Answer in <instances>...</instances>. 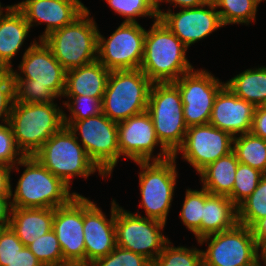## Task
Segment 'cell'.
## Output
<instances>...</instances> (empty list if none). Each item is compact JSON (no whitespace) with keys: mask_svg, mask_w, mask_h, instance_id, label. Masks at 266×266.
<instances>
[{"mask_svg":"<svg viewBox=\"0 0 266 266\" xmlns=\"http://www.w3.org/2000/svg\"><path fill=\"white\" fill-rule=\"evenodd\" d=\"M18 68L20 73L12 69L15 102L52 103L63 97L66 70L43 40L30 43Z\"/></svg>","mask_w":266,"mask_h":266,"instance_id":"obj_1","label":"cell"},{"mask_svg":"<svg viewBox=\"0 0 266 266\" xmlns=\"http://www.w3.org/2000/svg\"><path fill=\"white\" fill-rule=\"evenodd\" d=\"M188 48L160 20L146 30L140 70L152 83H174L194 69L186 58Z\"/></svg>","mask_w":266,"mask_h":266,"instance_id":"obj_2","label":"cell"},{"mask_svg":"<svg viewBox=\"0 0 266 266\" xmlns=\"http://www.w3.org/2000/svg\"><path fill=\"white\" fill-rule=\"evenodd\" d=\"M24 166L17 186L11 191V206L17 208H57L68 204L78 193L53 175L34 156H24L12 170Z\"/></svg>","mask_w":266,"mask_h":266,"instance_id":"obj_3","label":"cell"},{"mask_svg":"<svg viewBox=\"0 0 266 266\" xmlns=\"http://www.w3.org/2000/svg\"><path fill=\"white\" fill-rule=\"evenodd\" d=\"M63 110L54 102H14L9 124L17 147L24 156H33L63 126Z\"/></svg>","mask_w":266,"mask_h":266,"instance_id":"obj_4","label":"cell"},{"mask_svg":"<svg viewBox=\"0 0 266 266\" xmlns=\"http://www.w3.org/2000/svg\"><path fill=\"white\" fill-rule=\"evenodd\" d=\"M78 139L79 137L64 125L33 155L70 188V181L76 176L87 179L98 171L103 179L107 177L89 158Z\"/></svg>","mask_w":266,"mask_h":266,"instance_id":"obj_5","label":"cell"},{"mask_svg":"<svg viewBox=\"0 0 266 266\" xmlns=\"http://www.w3.org/2000/svg\"><path fill=\"white\" fill-rule=\"evenodd\" d=\"M88 8L71 24L43 39L66 71L97 60L98 26Z\"/></svg>","mask_w":266,"mask_h":266,"instance_id":"obj_6","label":"cell"},{"mask_svg":"<svg viewBox=\"0 0 266 266\" xmlns=\"http://www.w3.org/2000/svg\"><path fill=\"white\" fill-rule=\"evenodd\" d=\"M151 86V80L139 68L110 71L102 113L119 123L146 111Z\"/></svg>","mask_w":266,"mask_h":266,"instance_id":"obj_7","label":"cell"},{"mask_svg":"<svg viewBox=\"0 0 266 266\" xmlns=\"http://www.w3.org/2000/svg\"><path fill=\"white\" fill-rule=\"evenodd\" d=\"M147 111L161 146L173 156L182 146L188 128L178 87L174 83H152Z\"/></svg>","mask_w":266,"mask_h":266,"instance_id":"obj_8","label":"cell"},{"mask_svg":"<svg viewBox=\"0 0 266 266\" xmlns=\"http://www.w3.org/2000/svg\"><path fill=\"white\" fill-rule=\"evenodd\" d=\"M140 166L139 185L141 204L147 218L164 223L173 200L177 181L176 158L174 156L160 161H138Z\"/></svg>","mask_w":266,"mask_h":266,"instance_id":"obj_9","label":"cell"},{"mask_svg":"<svg viewBox=\"0 0 266 266\" xmlns=\"http://www.w3.org/2000/svg\"><path fill=\"white\" fill-rule=\"evenodd\" d=\"M65 126L75 135L79 133L89 158L109 177L120 158L118 123L100 113L83 120H69Z\"/></svg>","mask_w":266,"mask_h":266,"instance_id":"obj_10","label":"cell"},{"mask_svg":"<svg viewBox=\"0 0 266 266\" xmlns=\"http://www.w3.org/2000/svg\"><path fill=\"white\" fill-rule=\"evenodd\" d=\"M166 223L131 213L115 201V230L117 246L140 254L150 262L162 251L169 241L161 231Z\"/></svg>","mask_w":266,"mask_h":266,"instance_id":"obj_11","label":"cell"},{"mask_svg":"<svg viewBox=\"0 0 266 266\" xmlns=\"http://www.w3.org/2000/svg\"><path fill=\"white\" fill-rule=\"evenodd\" d=\"M208 244L202 250L203 266H254L258 262V248L252 228L237 223L234 227L203 237Z\"/></svg>","mask_w":266,"mask_h":266,"instance_id":"obj_12","label":"cell"},{"mask_svg":"<svg viewBox=\"0 0 266 266\" xmlns=\"http://www.w3.org/2000/svg\"><path fill=\"white\" fill-rule=\"evenodd\" d=\"M145 35L138 22H122L107 39L98 31L97 60L110 71L140 68Z\"/></svg>","mask_w":266,"mask_h":266,"instance_id":"obj_13","label":"cell"},{"mask_svg":"<svg viewBox=\"0 0 266 266\" xmlns=\"http://www.w3.org/2000/svg\"><path fill=\"white\" fill-rule=\"evenodd\" d=\"M174 84L181 95L187 127L208 124L215 97L225 83L204 69H193Z\"/></svg>","mask_w":266,"mask_h":266,"instance_id":"obj_14","label":"cell"},{"mask_svg":"<svg viewBox=\"0 0 266 266\" xmlns=\"http://www.w3.org/2000/svg\"><path fill=\"white\" fill-rule=\"evenodd\" d=\"M160 144V153L152 154ZM118 147L120 158L138 161H160L172 155L158 140L151 115L146 110L118 123Z\"/></svg>","mask_w":266,"mask_h":266,"instance_id":"obj_15","label":"cell"},{"mask_svg":"<svg viewBox=\"0 0 266 266\" xmlns=\"http://www.w3.org/2000/svg\"><path fill=\"white\" fill-rule=\"evenodd\" d=\"M233 150V137L210 123L187 128L182 146L173 155L184 158L197 173Z\"/></svg>","mask_w":266,"mask_h":266,"instance_id":"obj_16","label":"cell"},{"mask_svg":"<svg viewBox=\"0 0 266 266\" xmlns=\"http://www.w3.org/2000/svg\"><path fill=\"white\" fill-rule=\"evenodd\" d=\"M208 7V8H207ZM206 8V9H205ZM213 1L192 8H182L174 13L157 9L159 19L187 47L212 34L223 27L218 11Z\"/></svg>","mask_w":266,"mask_h":266,"instance_id":"obj_17","label":"cell"},{"mask_svg":"<svg viewBox=\"0 0 266 266\" xmlns=\"http://www.w3.org/2000/svg\"><path fill=\"white\" fill-rule=\"evenodd\" d=\"M63 259L69 265L85 266L83 233V196L76 195L68 204L54 209L53 227Z\"/></svg>","mask_w":266,"mask_h":266,"instance_id":"obj_18","label":"cell"},{"mask_svg":"<svg viewBox=\"0 0 266 266\" xmlns=\"http://www.w3.org/2000/svg\"><path fill=\"white\" fill-rule=\"evenodd\" d=\"M83 233L85 242V266L105 257L117 246L115 230V200L111 202V217L93 201L83 196Z\"/></svg>","mask_w":266,"mask_h":266,"instance_id":"obj_19","label":"cell"},{"mask_svg":"<svg viewBox=\"0 0 266 266\" xmlns=\"http://www.w3.org/2000/svg\"><path fill=\"white\" fill-rule=\"evenodd\" d=\"M15 6L24 14L30 27L36 22V26L46 24L39 41L53 31L71 24L87 9L80 0H23Z\"/></svg>","mask_w":266,"mask_h":266,"instance_id":"obj_20","label":"cell"},{"mask_svg":"<svg viewBox=\"0 0 266 266\" xmlns=\"http://www.w3.org/2000/svg\"><path fill=\"white\" fill-rule=\"evenodd\" d=\"M255 108L253 104L240 99L224 85L215 97L209 123L227 131L232 137L249 133Z\"/></svg>","mask_w":266,"mask_h":266,"instance_id":"obj_21","label":"cell"},{"mask_svg":"<svg viewBox=\"0 0 266 266\" xmlns=\"http://www.w3.org/2000/svg\"><path fill=\"white\" fill-rule=\"evenodd\" d=\"M4 9L0 2V67L12 70L11 59L22 47L31 27L15 4Z\"/></svg>","mask_w":266,"mask_h":266,"instance_id":"obj_22","label":"cell"},{"mask_svg":"<svg viewBox=\"0 0 266 266\" xmlns=\"http://www.w3.org/2000/svg\"><path fill=\"white\" fill-rule=\"evenodd\" d=\"M110 70L98 60L80 68L66 71L64 96L103 98Z\"/></svg>","mask_w":266,"mask_h":266,"instance_id":"obj_23","label":"cell"},{"mask_svg":"<svg viewBox=\"0 0 266 266\" xmlns=\"http://www.w3.org/2000/svg\"><path fill=\"white\" fill-rule=\"evenodd\" d=\"M54 208L12 207L9 226L28 247L33 241L52 230Z\"/></svg>","mask_w":266,"mask_h":266,"instance_id":"obj_24","label":"cell"},{"mask_svg":"<svg viewBox=\"0 0 266 266\" xmlns=\"http://www.w3.org/2000/svg\"><path fill=\"white\" fill-rule=\"evenodd\" d=\"M238 223L237 206L228 196L213 195L205 189L201 221V239L234 227Z\"/></svg>","mask_w":266,"mask_h":266,"instance_id":"obj_25","label":"cell"},{"mask_svg":"<svg viewBox=\"0 0 266 266\" xmlns=\"http://www.w3.org/2000/svg\"><path fill=\"white\" fill-rule=\"evenodd\" d=\"M238 163L233 151L210 163L198 173L202 187L210 194L229 196L234 187Z\"/></svg>","mask_w":266,"mask_h":266,"instance_id":"obj_26","label":"cell"},{"mask_svg":"<svg viewBox=\"0 0 266 266\" xmlns=\"http://www.w3.org/2000/svg\"><path fill=\"white\" fill-rule=\"evenodd\" d=\"M230 90L255 107L266 105V67L244 70L225 83Z\"/></svg>","mask_w":266,"mask_h":266,"instance_id":"obj_27","label":"cell"},{"mask_svg":"<svg viewBox=\"0 0 266 266\" xmlns=\"http://www.w3.org/2000/svg\"><path fill=\"white\" fill-rule=\"evenodd\" d=\"M240 163L266 174V140L251 132L233 137V150Z\"/></svg>","mask_w":266,"mask_h":266,"instance_id":"obj_28","label":"cell"},{"mask_svg":"<svg viewBox=\"0 0 266 266\" xmlns=\"http://www.w3.org/2000/svg\"><path fill=\"white\" fill-rule=\"evenodd\" d=\"M263 0H213L223 26L254 22L257 7Z\"/></svg>","mask_w":266,"mask_h":266,"instance_id":"obj_29","label":"cell"},{"mask_svg":"<svg viewBox=\"0 0 266 266\" xmlns=\"http://www.w3.org/2000/svg\"><path fill=\"white\" fill-rule=\"evenodd\" d=\"M266 217V174L252 194L237 206L238 223L252 228Z\"/></svg>","mask_w":266,"mask_h":266,"instance_id":"obj_30","label":"cell"},{"mask_svg":"<svg viewBox=\"0 0 266 266\" xmlns=\"http://www.w3.org/2000/svg\"><path fill=\"white\" fill-rule=\"evenodd\" d=\"M170 240L164 245L160 254L151 262V266H203L202 250L175 247Z\"/></svg>","mask_w":266,"mask_h":266,"instance_id":"obj_31","label":"cell"},{"mask_svg":"<svg viewBox=\"0 0 266 266\" xmlns=\"http://www.w3.org/2000/svg\"><path fill=\"white\" fill-rule=\"evenodd\" d=\"M204 203L205 189L203 187L200 191L186 189L185 199L179 216L186 228L193 232L197 241L201 239V221Z\"/></svg>","mask_w":266,"mask_h":266,"instance_id":"obj_32","label":"cell"},{"mask_svg":"<svg viewBox=\"0 0 266 266\" xmlns=\"http://www.w3.org/2000/svg\"><path fill=\"white\" fill-rule=\"evenodd\" d=\"M28 248L43 266L69 265L63 259V254L58 239L53 230L33 241Z\"/></svg>","mask_w":266,"mask_h":266,"instance_id":"obj_33","label":"cell"},{"mask_svg":"<svg viewBox=\"0 0 266 266\" xmlns=\"http://www.w3.org/2000/svg\"><path fill=\"white\" fill-rule=\"evenodd\" d=\"M263 175L264 173L258 169L239 162L236 169L234 187L228 197L238 206L257 188Z\"/></svg>","mask_w":266,"mask_h":266,"instance_id":"obj_34","label":"cell"},{"mask_svg":"<svg viewBox=\"0 0 266 266\" xmlns=\"http://www.w3.org/2000/svg\"><path fill=\"white\" fill-rule=\"evenodd\" d=\"M111 9L125 17L123 22L136 23V17L159 19L156 5L151 0H106Z\"/></svg>","mask_w":266,"mask_h":266,"instance_id":"obj_35","label":"cell"},{"mask_svg":"<svg viewBox=\"0 0 266 266\" xmlns=\"http://www.w3.org/2000/svg\"><path fill=\"white\" fill-rule=\"evenodd\" d=\"M68 100L64 105L69 109L71 116H66L63 112L64 125L69 120H83L102 113L103 98H94L91 96H66ZM88 106V107H87Z\"/></svg>","mask_w":266,"mask_h":266,"instance_id":"obj_36","label":"cell"},{"mask_svg":"<svg viewBox=\"0 0 266 266\" xmlns=\"http://www.w3.org/2000/svg\"><path fill=\"white\" fill-rule=\"evenodd\" d=\"M90 266H151V262L140 254L116 246L112 252Z\"/></svg>","mask_w":266,"mask_h":266,"instance_id":"obj_37","label":"cell"},{"mask_svg":"<svg viewBox=\"0 0 266 266\" xmlns=\"http://www.w3.org/2000/svg\"><path fill=\"white\" fill-rule=\"evenodd\" d=\"M15 102L14 79L11 69H0V119L9 123L11 110Z\"/></svg>","mask_w":266,"mask_h":266,"instance_id":"obj_38","label":"cell"},{"mask_svg":"<svg viewBox=\"0 0 266 266\" xmlns=\"http://www.w3.org/2000/svg\"><path fill=\"white\" fill-rule=\"evenodd\" d=\"M23 157V153L16 145L10 124H0V163L13 167Z\"/></svg>","mask_w":266,"mask_h":266,"instance_id":"obj_39","label":"cell"},{"mask_svg":"<svg viewBox=\"0 0 266 266\" xmlns=\"http://www.w3.org/2000/svg\"><path fill=\"white\" fill-rule=\"evenodd\" d=\"M24 247L10 226L0 228V266H11L14 255Z\"/></svg>","mask_w":266,"mask_h":266,"instance_id":"obj_40","label":"cell"},{"mask_svg":"<svg viewBox=\"0 0 266 266\" xmlns=\"http://www.w3.org/2000/svg\"><path fill=\"white\" fill-rule=\"evenodd\" d=\"M253 135L266 140V105L255 108L252 128L250 131Z\"/></svg>","mask_w":266,"mask_h":266,"instance_id":"obj_41","label":"cell"},{"mask_svg":"<svg viewBox=\"0 0 266 266\" xmlns=\"http://www.w3.org/2000/svg\"><path fill=\"white\" fill-rule=\"evenodd\" d=\"M11 266H43L28 247L17 251L11 261Z\"/></svg>","mask_w":266,"mask_h":266,"instance_id":"obj_42","label":"cell"},{"mask_svg":"<svg viewBox=\"0 0 266 266\" xmlns=\"http://www.w3.org/2000/svg\"><path fill=\"white\" fill-rule=\"evenodd\" d=\"M12 167L0 163V196H11L12 186L10 181V174Z\"/></svg>","mask_w":266,"mask_h":266,"instance_id":"obj_43","label":"cell"},{"mask_svg":"<svg viewBox=\"0 0 266 266\" xmlns=\"http://www.w3.org/2000/svg\"><path fill=\"white\" fill-rule=\"evenodd\" d=\"M11 209L10 196H0V228L9 226Z\"/></svg>","mask_w":266,"mask_h":266,"instance_id":"obj_44","label":"cell"},{"mask_svg":"<svg viewBox=\"0 0 266 266\" xmlns=\"http://www.w3.org/2000/svg\"><path fill=\"white\" fill-rule=\"evenodd\" d=\"M253 236L259 249L263 244L266 243V217L259 220L253 227Z\"/></svg>","mask_w":266,"mask_h":266,"instance_id":"obj_45","label":"cell"},{"mask_svg":"<svg viewBox=\"0 0 266 266\" xmlns=\"http://www.w3.org/2000/svg\"><path fill=\"white\" fill-rule=\"evenodd\" d=\"M170 3L173 4V7H180V8H192V7H198L201 5L206 4L209 2V0H159L156 4V9H159L160 3Z\"/></svg>","mask_w":266,"mask_h":266,"instance_id":"obj_46","label":"cell"},{"mask_svg":"<svg viewBox=\"0 0 266 266\" xmlns=\"http://www.w3.org/2000/svg\"><path fill=\"white\" fill-rule=\"evenodd\" d=\"M260 250V251H259ZM258 252H261L260 254L258 253V261H260V259H262L264 262V266H266V243L263 244L259 249ZM260 256H262L260 258Z\"/></svg>","mask_w":266,"mask_h":266,"instance_id":"obj_47","label":"cell"},{"mask_svg":"<svg viewBox=\"0 0 266 266\" xmlns=\"http://www.w3.org/2000/svg\"><path fill=\"white\" fill-rule=\"evenodd\" d=\"M151 1L156 5L159 0H151Z\"/></svg>","mask_w":266,"mask_h":266,"instance_id":"obj_48","label":"cell"},{"mask_svg":"<svg viewBox=\"0 0 266 266\" xmlns=\"http://www.w3.org/2000/svg\"><path fill=\"white\" fill-rule=\"evenodd\" d=\"M260 262L261 261H258L254 266H261Z\"/></svg>","mask_w":266,"mask_h":266,"instance_id":"obj_49","label":"cell"}]
</instances>
